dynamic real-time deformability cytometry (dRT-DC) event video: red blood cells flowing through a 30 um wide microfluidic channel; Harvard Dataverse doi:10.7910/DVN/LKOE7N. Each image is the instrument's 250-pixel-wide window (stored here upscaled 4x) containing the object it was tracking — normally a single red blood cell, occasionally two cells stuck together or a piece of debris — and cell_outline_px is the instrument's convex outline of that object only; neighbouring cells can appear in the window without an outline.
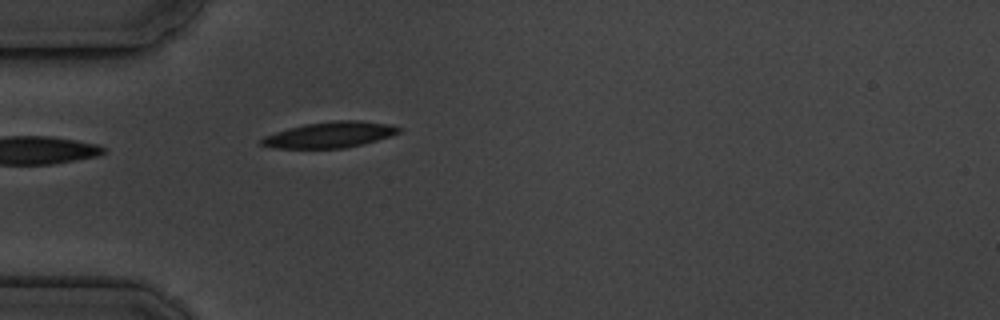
{"species": "common noctule bat (a hibernating species)", "species_latin": "Nyctalus noctula", "temperature_condition": "cold", "stored_images_in_passage": 7, "camera_frame_rate_fps": 3000, "um_per_image_px": 0.085, "animal": {"sex": "male", "body_mass_g": 19.5, "forearm_length_mm": 54.6}, "frame": {"image": 1, "passage_image": 7, "time_ms": 7.667, "image_size_px": [1000, 320], "cell_outline_px": [[400, 132], [392, 136], [364, 144], [344, 148], [272, 148], [260, 144], [260, 140], [264, 136], [288, 128], [304, 124], [332, 120], [360, 120], [392, 124], [400, 128]], "centroid_in_image_um": [28.06, 11.45], "position_along_channel_um": 56.9, "area_um2": 20.92}}